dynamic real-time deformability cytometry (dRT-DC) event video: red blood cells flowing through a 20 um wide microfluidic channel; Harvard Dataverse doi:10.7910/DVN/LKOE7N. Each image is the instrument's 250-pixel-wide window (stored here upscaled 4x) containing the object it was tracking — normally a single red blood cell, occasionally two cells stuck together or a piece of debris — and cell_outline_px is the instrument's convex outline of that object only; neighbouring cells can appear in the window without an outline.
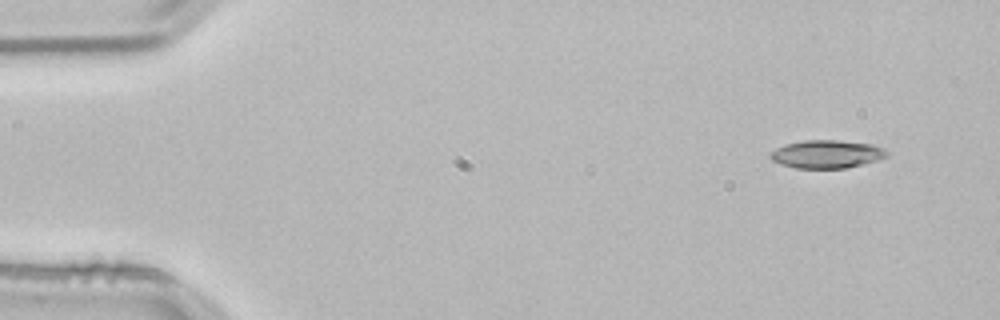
{"species": "common noctule bat (a hibernating species)", "species_latin": "Nyctalus noctula", "temperature_condition": "room temperature", "stored_images_in_passage": 3, "camera_frame_rate_fps": 3000, "um_per_image_px": 0.085, "animal": {"sex": "male", "body_mass_g": 21.5, "forearm_length_mm": 52.0}, "frame": {"image": 1, "passage_image": 1, "time_ms": 0.0, "image_size_px": [1000, 320], "cell_outline_px": [[888, 156], [876, 160], [844, 168], [796, 168], [780, 164], [772, 160], [768, 156], [776, 148], [784, 144], [804, 140], [836, 140], [876, 144], [884, 148], [888, 152]], "centroid_in_image_um": [70.27, 13.09], "position_along_channel_um": 14.7, "area_um2": 19.07}}